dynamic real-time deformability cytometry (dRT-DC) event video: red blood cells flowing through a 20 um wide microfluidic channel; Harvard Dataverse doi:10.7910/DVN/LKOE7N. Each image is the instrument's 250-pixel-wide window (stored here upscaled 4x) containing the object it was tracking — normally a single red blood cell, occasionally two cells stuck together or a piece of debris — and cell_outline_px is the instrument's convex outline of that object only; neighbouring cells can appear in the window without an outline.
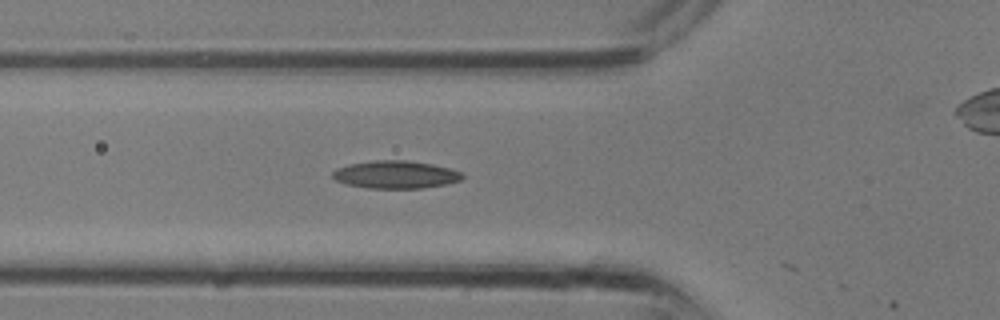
{"species": "common noctule bat (a hibernating species)", "species_latin": "Nyctalus noctula", "temperature_condition": "room temperature", "stored_images_in_passage": 5, "camera_frame_rate_fps": 3000, "um_per_image_px": 0.085, "animal": {"sex": "male", "body_mass_g": 13.3}, "frame": {"image": 1, "passage_image": 4, "time_ms": 1.0, "image_size_px": [1000, 320], "cell_outline_px": [[464, 176], [460, 180], [444, 184], [424, 188], [368, 188], [344, 184], [336, 180], [332, 176], [332, 172], [336, 168], [348, 164], [372, 160], [404, 160], [432, 164], [448, 168], [460, 172]], "centroid_in_image_um": [33.57, 14.84], "position_along_channel_um": 92.2, "area_um2": 20.92}}